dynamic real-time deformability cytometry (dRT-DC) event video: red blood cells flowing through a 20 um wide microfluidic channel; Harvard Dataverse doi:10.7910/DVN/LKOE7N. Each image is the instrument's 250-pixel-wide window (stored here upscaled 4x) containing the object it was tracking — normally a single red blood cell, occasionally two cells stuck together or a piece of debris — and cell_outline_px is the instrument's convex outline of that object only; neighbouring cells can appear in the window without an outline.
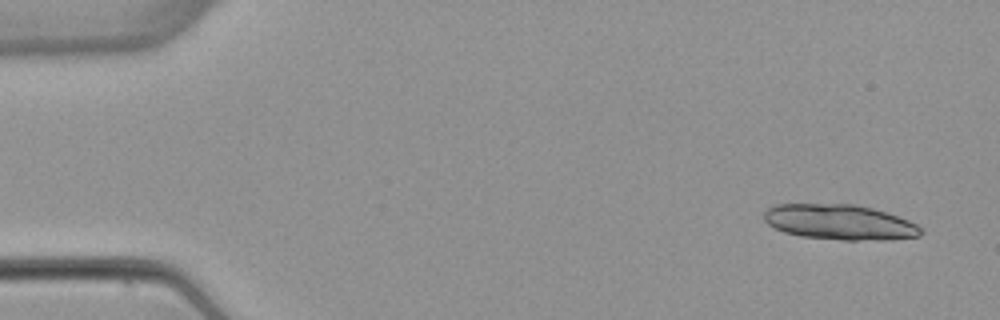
{"species": "common noctule bat (a hibernating species)", "species_latin": "Nyctalus noctula", "temperature_condition": "warm", "stored_images_in_passage": 6, "segment_of_instrument_passage": [1, 2], "camera_frame_rate_fps": 3000, "um_per_image_px": 0.085, "animal": {"sex": "female", "body_mass_g": 22.7, "forearm_length_mm": 54.2}, "frame": {"image": 1, "passage_image": 1, "time_ms": 0.0, "image_size_px": [1000, 320], "cell_outline_px": [[924, 232], [920, 236], [892, 240], [844, 240], [800, 236], [784, 232], [768, 224], [764, 220], [764, 212], [768, 208], [776, 204], [852, 204], [872, 208], [908, 220], [916, 224]], "centroid_in_image_um": [71.37, 18.89], "position_along_channel_um": 13.6, "area_um2": 32.19}}